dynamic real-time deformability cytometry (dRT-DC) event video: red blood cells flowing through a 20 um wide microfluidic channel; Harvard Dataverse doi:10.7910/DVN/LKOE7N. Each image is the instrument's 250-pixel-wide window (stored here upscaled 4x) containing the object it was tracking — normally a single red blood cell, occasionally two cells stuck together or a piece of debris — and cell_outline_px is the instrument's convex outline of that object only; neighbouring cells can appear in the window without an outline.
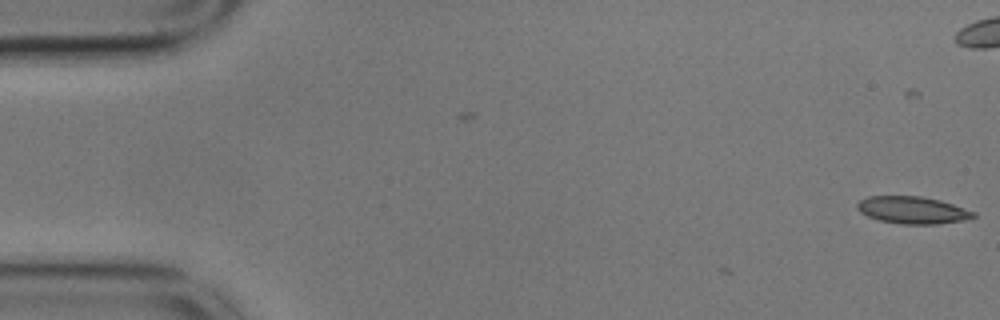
{"species": "common noctule bat (a hibernating species)", "species_latin": "Nyctalus noctula", "temperature_condition": "cold", "stored_images_in_passage": 4, "camera_frame_rate_fps": 3000, "um_per_image_px": 0.085, "animal": {"sex": "male", "body_mass_g": 17.9}, "frame": {"image": 1, "passage_image": 1, "time_ms": 0.0, "image_size_px": [1000, 320], "cell_outline_px": [[976, 216], [964, 220], [936, 224], [900, 224], [880, 220], [868, 216], [860, 212], [856, 208], [856, 204], [860, 200], [868, 196], [920, 196], [940, 200], [976, 212]], "centroid_in_image_um": [77.55, 17.85], "position_along_channel_um": 7.5, "area_um2": 18.38}}